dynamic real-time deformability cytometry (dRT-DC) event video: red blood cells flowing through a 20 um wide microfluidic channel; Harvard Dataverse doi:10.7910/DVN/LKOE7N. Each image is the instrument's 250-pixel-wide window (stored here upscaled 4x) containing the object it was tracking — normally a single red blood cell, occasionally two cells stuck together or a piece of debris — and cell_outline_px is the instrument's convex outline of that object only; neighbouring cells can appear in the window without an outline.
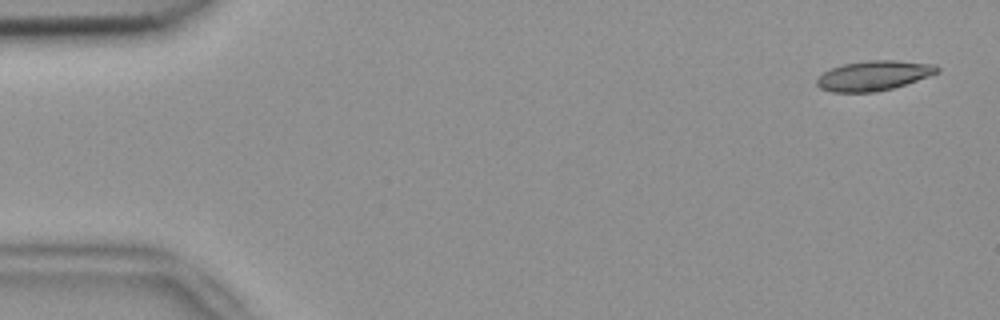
{"species": "common noctule bat (a hibernating species)", "species_latin": "Nyctalus noctula", "temperature_condition": "room temperature", "stored_images_in_passage": 52, "camera_frame_rate_fps": 3000, "um_per_image_px": 0.085, "animal": {"sex": "female", "body_mass_g": 18.4}, "frame": {"image": 1, "passage_image": 2, "time_ms": 0.333, "image_size_px": [1000, 320], "cell_outline_px": [[940, 72], [892, 88], [876, 92], [832, 92], [820, 88], [816, 84], [816, 80], [824, 72], [832, 68], [844, 64], [868, 60], [892, 60], [936, 64], [940, 68]], "centroid_in_image_um": [74.27, 6.42], "position_along_channel_um": 10.7, "area_um2": 20.75}}
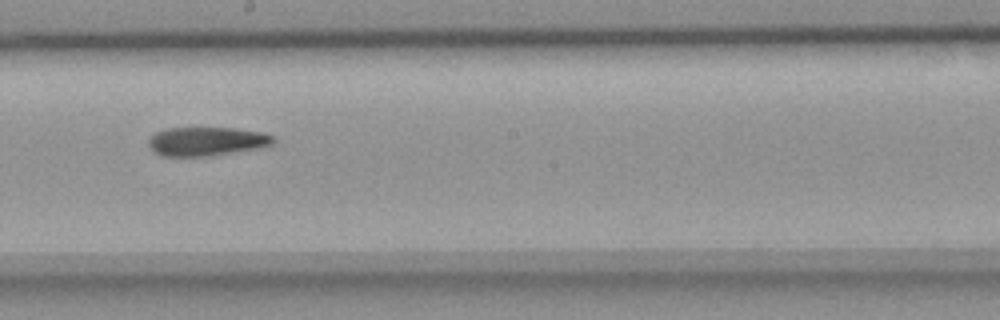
{"frame": {"image": 2, "passage_image": 29, "time_ms": 9.333, "image_size_px": [1000, 320], "cell_outline_px": [[276, 140], [272, 144], [256, 148], [212, 156], [164, 156], [156, 152], [148, 144], [148, 140], [156, 132], [168, 128], [232, 128], [260, 132], [272, 136]], "centroid_in_image_um": [17.55, 12.01], "position_along_channel_um": 230.6, "area_um2": 20.63}}
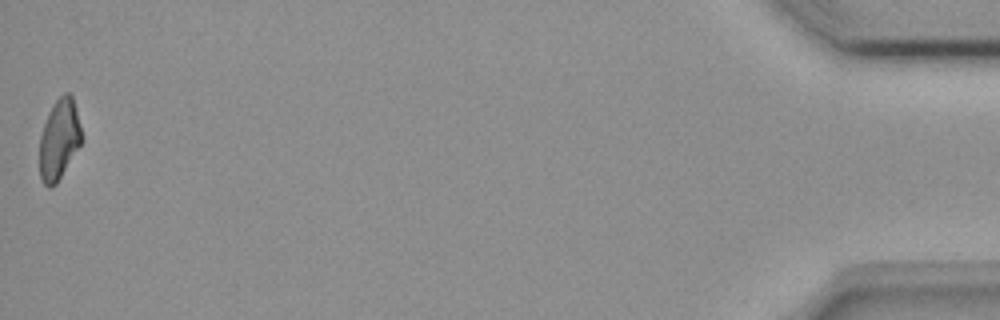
{"frame": {"image": 3, "passage_image": 52, "time_ms": 17.0, "image_size_px": [1000, 320], "cell_outline_px": [[80, 144], [56, 184], [52, 188], [48, 188], [44, 184], [40, 176], [40, 136], [48, 112], [52, 104], [64, 92], [68, 92], [72, 96], [76, 108], [80, 128]], "centroid_in_image_um": [5.0, 11.84], "position_along_channel_um": 430.2, "area_um2": 19.31}, "authors_computed_cell_mechanics": {"area_um2": 21.3571, "velocity_mm_per_s": 3.858, "shape_relaxation_time_tau1_ms": 10.3859, "shape_relaxation_time_tau2_ms": null, "deformation_change_tau1": 0.2297, "deformation_change_tau2": null}}